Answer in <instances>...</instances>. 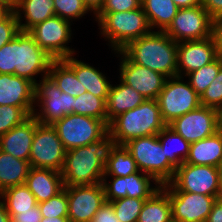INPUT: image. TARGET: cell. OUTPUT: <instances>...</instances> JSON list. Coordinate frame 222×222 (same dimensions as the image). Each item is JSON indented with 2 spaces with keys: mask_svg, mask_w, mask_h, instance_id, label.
I'll return each mask as SVG.
<instances>
[{
  "mask_svg": "<svg viewBox=\"0 0 222 222\" xmlns=\"http://www.w3.org/2000/svg\"><path fill=\"white\" fill-rule=\"evenodd\" d=\"M116 145V141L107 133L97 142L66 151L61 171L64 186L101 183L105 165Z\"/></svg>",
  "mask_w": 222,
  "mask_h": 222,
  "instance_id": "cell-1",
  "label": "cell"
},
{
  "mask_svg": "<svg viewBox=\"0 0 222 222\" xmlns=\"http://www.w3.org/2000/svg\"><path fill=\"white\" fill-rule=\"evenodd\" d=\"M177 44L165 32L152 31L130 41L121 51L133 63L169 78L177 76Z\"/></svg>",
  "mask_w": 222,
  "mask_h": 222,
  "instance_id": "cell-2",
  "label": "cell"
},
{
  "mask_svg": "<svg viewBox=\"0 0 222 222\" xmlns=\"http://www.w3.org/2000/svg\"><path fill=\"white\" fill-rule=\"evenodd\" d=\"M94 20L100 36L113 52L120 51L130 41L152 32L143 8L121 12H97Z\"/></svg>",
  "mask_w": 222,
  "mask_h": 222,
  "instance_id": "cell-3",
  "label": "cell"
},
{
  "mask_svg": "<svg viewBox=\"0 0 222 222\" xmlns=\"http://www.w3.org/2000/svg\"><path fill=\"white\" fill-rule=\"evenodd\" d=\"M165 126L157 99H146L136 108L115 117L109 123L108 133L117 145H124L135 138L157 135Z\"/></svg>",
  "mask_w": 222,
  "mask_h": 222,
  "instance_id": "cell-4",
  "label": "cell"
},
{
  "mask_svg": "<svg viewBox=\"0 0 222 222\" xmlns=\"http://www.w3.org/2000/svg\"><path fill=\"white\" fill-rule=\"evenodd\" d=\"M136 161L139 171L151 175L158 183H169L176 167L168 160L158 135L135 138L124 144Z\"/></svg>",
  "mask_w": 222,
  "mask_h": 222,
  "instance_id": "cell-5",
  "label": "cell"
},
{
  "mask_svg": "<svg viewBox=\"0 0 222 222\" xmlns=\"http://www.w3.org/2000/svg\"><path fill=\"white\" fill-rule=\"evenodd\" d=\"M222 182V168L182 163L173 179L161 188L164 191H184L214 196L217 199Z\"/></svg>",
  "mask_w": 222,
  "mask_h": 222,
  "instance_id": "cell-6",
  "label": "cell"
},
{
  "mask_svg": "<svg viewBox=\"0 0 222 222\" xmlns=\"http://www.w3.org/2000/svg\"><path fill=\"white\" fill-rule=\"evenodd\" d=\"M12 57L15 75L27 78L34 84L45 77L54 60L35 42L28 31H20L12 39ZM40 75V76H39Z\"/></svg>",
  "mask_w": 222,
  "mask_h": 222,
  "instance_id": "cell-7",
  "label": "cell"
},
{
  "mask_svg": "<svg viewBox=\"0 0 222 222\" xmlns=\"http://www.w3.org/2000/svg\"><path fill=\"white\" fill-rule=\"evenodd\" d=\"M40 79L35 84L33 116L39 124L52 125L73 113L74 97L62 92L49 75Z\"/></svg>",
  "mask_w": 222,
  "mask_h": 222,
  "instance_id": "cell-8",
  "label": "cell"
},
{
  "mask_svg": "<svg viewBox=\"0 0 222 222\" xmlns=\"http://www.w3.org/2000/svg\"><path fill=\"white\" fill-rule=\"evenodd\" d=\"M157 102L161 118L166 125L201 106L200 96L190 86L187 78L181 76L166 79Z\"/></svg>",
  "mask_w": 222,
  "mask_h": 222,
  "instance_id": "cell-9",
  "label": "cell"
},
{
  "mask_svg": "<svg viewBox=\"0 0 222 222\" xmlns=\"http://www.w3.org/2000/svg\"><path fill=\"white\" fill-rule=\"evenodd\" d=\"M52 127L66 151L97 142L108 133L102 120L73 113L55 121Z\"/></svg>",
  "mask_w": 222,
  "mask_h": 222,
  "instance_id": "cell-10",
  "label": "cell"
},
{
  "mask_svg": "<svg viewBox=\"0 0 222 222\" xmlns=\"http://www.w3.org/2000/svg\"><path fill=\"white\" fill-rule=\"evenodd\" d=\"M72 23L59 16H53L36 24L28 32L35 42L54 60H61L78 54L75 48L68 46L73 38Z\"/></svg>",
  "mask_w": 222,
  "mask_h": 222,
  "instance_id": "cell-11",
  "label": "cell"
},
{
  "mask_svg": "<svg viewBox=\"0 0 222 222\" xmlns=\"http://www.w3.org/2000/svg\"><path fill=\"white\" fill-rule=\"evenodd\" d=\"M66 150L52 125L38 124L32 141L29 163L31 167L61 172Z\"/></svg>",
  "mask_w": 222,
  "mask_h": 222,
  "instance_id": "cell-12",
  "label": "cell"
},
{
  "mask_svg": "<svg viewBox=\"0 0 222 222\" xmlns=\"http://www.w3.org/2000/svg\"><path fill=\"white\" fill-rule=\"evenodd\" d=\"M212 24L213 18L202 5L180 8L164 32L176 43L202 40L212 36Z\"/></svg>",
  "mask_w": 222,
  "mask_h": 222,
  "instance_id": "cell-13",
  "label": "cell"
},
{
  "mask_svg": "<svg viewBox=\"0 0 222 222\" xmlns=\"http://www.w3.org/2000/svg\"><path fill=\"white\" fill-rule=\"evenodd\" d=\"M119 58V78L145 99H157L167 79L163 74L133 63L121 50L112 52Z\"/></svg>",
  "mask_w": 222,
  "mask_h": 222,
  "instance_id": "cell-14",
  "label": "cell"
},
{
  "mask_svg": "<svg viewBox=\"0 0 222 222\" xmlns=\"http://www.w3.org/2000/svg\"><path fill=\"white\" fill-rule=\"evenodd\" d=\"M167 126L192 144L219 131V113L217 109L200 106L174 119Z\"/></svg>",
  "mask_w": 222,
  "mask_h": 222,
  "instance_id": "cell-15",
  "label": "cell"
},
{
  "mask_svg": "<svg viewBox=\"0 0 222 222\" xmlns=\"http://www.w3.org/2000/svg\"><path fill=\"white\" fill-rule=\"evenodd\" d=\"M102 184L107 202L125 197L147 200L161 188V184L151 175L141 171L126 177L103 176Z\"/></svg>",
  "mask_w": 222,
  "mask_h": 222,
  "instance_id": "cell-16",
  "label": "cell"
},
{
  "mask_svg": "<svg viewBox=\"0 0 222 222\" xmlns=\"http://www.w3.org/2000/svg\"><path fill=\"white\" fill-rule=\"evenodd\" d=\"M68 199L70 222H91L95 213L105 203L102 182L92 185L64 186Z\"/></svg>",
  "mask_w": 222,
  "mask_h": 222,
  "instance_id": "cell-17",
  "label": "cell"
},
{
  "mask_svg": "<svg viewBox=\"0 0 222 222\" xmlns=\"http://www.w3.org/2000/svg\"><path fill=\"white\" fill-rule=\"evenodd\" d=\"M169 195L172 218L178 222H206L214 196L184 191H165Z\"/></svg>",
  "mask_w": 222,
  "mask_h": 222,
  "instance_id": "cell-18",
  "label": "cell"
},
{
  "mask_svg": "<svg viewBox=\"0 0 222 222\" xmlns=\"http://www.w3.org/2000/svg\"><path fill=\"white\" fill-rule=\"evenodd\" d=\"M212 36L177 44V76L185 77L192 71L211 63L217 58Z\"/></svg>",
  "mask_w": 222,
  "mask_h": 222,
  "instance_id": "cell-19",
  "label": "cell"
},
{
  "mask_svg": "<svg viewBox=\"0 0 222 222\" xmlns=\"http://www.w3.org/2000/svg\"><path fill=\"white\" fill-rule=\"evenodd\" d=\"M35 84L14 74H0V105L22 108L29 116L34 113Z\"/></svg>",
  "mask_w": 222,
  "mask_h": 222,
  "instance_id": "cell-20",
  "label": "cell"
},
{
  "mask_svg": "<svg viewBox=\"0 0 222 222\" xmlns=\"http://www.w3.org/2000/svg\"><path fill=\"white\" fill-rule=\"evenodd\" d=\"M38 124L39 122L33 115L29 116L0 137V150L29 162L35 127Z\"/></svg>",
  "mask_w": 222,
  "mask_h": 222,
  "instance_id": "cell-21",
  "label": "cell"
},
{
  "mask_svg": "<svg viewBox=\"0 0 222 222\" xmlns=\"http://www.w3.org/2000/svg\"><path fill=\"white\" fill-rule=\"evenodd\" d=\"M75 55H71L62 59L74 72L77 79L81 82L82 87H85L87 92L92 93L96 97L107 98L109 88L113 81H110L109 76L99 68L86 63V61L78 60Z\"/></svg>",
  "mask_w": 222,
  "mask_h": 222,
  "instance_id": "cell-22",
  "label": "cell"
},
{
  "mask_svg": "<svg viewBox=\"0 0 222 222\" xmlns=\"http://www.w3.org/2000/svg\"><path fill=\"white\" fill-rule=\"evenodd\" d=\"M25 185L37 203L47 201L64 189L61 172L48 168L31 167Z\"/></svg>",
  "mask_w": 222,
  "mask_h": 222,
  "instance_id": "cell-23",
  "label": "cell"
},
{
  "mask_svg": "<svg viewBox=\"0 0 222 222\" xmlns=\"http://www.w3.org/2000/svg\"><path fill=\"white\" fill-rule=\"evenodd\" d=\"M12 9L21 31H29L36 24L55 16L53 0H13Z\"/></svg>",
  "mask_w": 222,
  "mask_h": 222,
  "instance_id": "cell-24",
  "label": "cell"
},
{
  "mask_svg": "<svg viewBox=\"0 0 222 222\" xmlns=\"http://www.w3.org/2000/svg\"><path fill=\"white\" fill-rule=\"evenodd\" d=\"M115 83H111L106 100L107 126L115 117L136 108L146 100L144 96L120 79Z\"/></svg>",
  "mask_w": 222,
  "mask_h": 222,
  "instance_id": "cell-25",
  "label": "cell"
},
{
  "mask_svg": "<svg viewBox=\"0 0 222 222\" xmlns=\"http://www.w3.org/2000/svg\"><path fill=\"white\" fill-rule=\"evenodd\" d=\"M185 163L222 168V132L190 144Z\"/></svg>",
  "mask_w": 222,
  "mask_h": 222,
  "instance_id": "cell-26",
  "label": "cell"
},
{
  "mask_svg": "<svg viewBox=\"0 0 222 222\" xmlns=\"http://www.w3.org/2000/svg\"><path fill=\"white\" fill-rule=\"evenodd\" d=\"M30 168L28 161L0 150V193L9 187L25 184Z\"/></svg>",
  "mask_w": 222,
  "mask_h": 222,
  "instance_id": "cell-27",
  "label": "cell"
},
{
  "mask_svg": "<svg viewBox=\"0 0 222 222\" xmlns=\"http://www.w3.org/2000/svg\"><path fill=\"white\" fill-rule=\"evenodd\" d=\"M152 31L164 32L176 16L178 7L173 0H141Z\"/></svg>",
  "mask_w": 222,
  "mask_h": 222,
  "instance_id": "cell-28",
  "label": "cell"
},
{
  "mask_svg": "<svg viewBox=\"0 0 222 222\" xmlns=\"http://www.w3.org/2000/svg\"><path fill=\"white\" fill-rule=\"evenodd\" d=\"M171 219L169 195L160 188L149 199L145 200L137 222H168Z\"/></svg>",
  "mask_w": 222,
  "mask_h": 222,
  "instance_id": "cell-29",
  "label": "cell"
},
{
  "mask_svg": "<svg viewBox=\"0 0 222 222\" xmlns=\"http://www.w3.org/2000/svg\"><path fill=\"white\" fill-rule=\"evenodd\" d=\"M168 160L178 168L189 155L190 143L167 125L157 134Z\"/></svg>",
  "mask_w": 222,
  "mask_h": 222,
  "instance_id": "cell-30",
  "label": "cell"
},
{
  "mask_svg": "<svg viewBox=\"0 0 222 222\" xmlns=\"http://www.w3.org/2000/svg\"><path fill=\"white\" fill-rule=\"evenodd\" d=\"M0 200L12 218L18 211H32L38 205L35 196L25 184L9 187L0 193Z\"/></svg>",
  "mask_w": 222,
  "mask_h": 222,
  "instance_id": "cell-31",
  "label": "cell"
},
{
  "mask_svg": "<svg viewBox=\"0 0 222 222\" xmlns=\"http://www.w3.org/2000/svg\"><path fill=\"white\" fill-rule=\"evenodd\" d=\"M48 75L55 81L62 92L77 97L87 92L77 79L75 72L61 59L53 60L49 67Z\"/></svg>",
  "mask_w": 222,
  "mask_h": 222,
  "instance_id": "cell-32",
  "label": "cell"
},
{
  "mask_svg": "<svg viewBox=\"0 0 222 222\" xmlns=\"http://www.w3.org/2000/svg\"><path fill=\"white\" fill-rule=\"evenodd\" d=\"M136 161L124 145H116L104 168V176L126 177L138 172Z\"/></svg>",
  "mask_w": 222,
  "mask_h": 222,
  "instance_id": "cell-33",
  "label": "cell"
},
{
  "mask_svg": "<svg viewBox=\"0 0 222 222\" xmlns=\"http://www.w3.org/2000/svg\"><path fill=\"white\" fill-rule=\"evenodd\" d=\"M106 100L107 98L96 97L92 93L85 92L74 97L73 114L93 117L107 125Z\"/></svg>",
  "mask_w": 222,
  "mask_h": 222,
  "instance_id": "cell-34",
  "label": "cell"
},
{
  "mask_svg": "<svg viewBox=\"0 0 222 222\" xmlns=\"http://www.w3.org/2000/svg\"><path fill=\"white\" fill-rule=\"evenodd\" d=\"M222 67V58L217 57L211 63L190 72L185 76L190 83V86L201 97L206 88L212 83L215 77L218 75L220 68Z\"/></svg>",
  "mask_w": 222,
  "mask_h": 222,
  "instance_id": "cell-35",
  "label": "cell"
},
{
  "mask_svg": "<svg viewBox=\"0 0 222 222\" xmlns=\"http://www.w3.org/2000/svg\"><path fill=\"white\" fill-rule=\"evenodd\" d=\"M55 16L70 21H78L85 18L88 13L94 18V14L87 8L83 0H53Z\"/></svg>",
  "mask_w": 222,
  "mask_h": 222,
  "instance_id": "cell-36",
  "label": "cell"
},
{
  "mask_svg": "<svg viewBox=\"0 0 222 222\" xmlns=\"http://www.w3.org/2000/svg\"><path fill=\"white\" fill-rule=\"evenodd\" d=\"M110 203L113 205L115 214L121 222H137L145 200L125 197L111 201Z\"/></svg>",
  "mask_w": 222,
  "mask_h": 222,
  "instance_id": "cell-37",
  "label": "cell"
},
{
  "mask_svg": "<svg viewBox=\"0 0 222 222\" xmlns=\"http://www.w3.org/2000/svg\"><path fill=\"white\" fill-rule=\"evenodd\" d=\"M28 117L29 115L20 107L0 105V137Z\"/></svg>",
  "mask_w": 222,
  "mask_h": 222,
  "instance_id": "cell-38",
  "label": "cell"
},
{
  "mask_svg": "<svg viewBox=\"0 0 222 222\" xmlns=\"http://www.w3.org/2000/svg\"><path fill=\"white\" fill-rule=\"evenodd\" d=\"M38 205L42 213V217L68 216V199L65 189L47 201L38 203Z\"/></svg>",
  "mask_w": 222,
  "mask_h": 222,
  "instance_id": "cell-39",
  "label": "cell"
},
{
  "mask_svg": "<svg viewBox=\"0 0 222 222\" xmlns=\"http://www.w3.org/2000/svg\"><path fill=\"white\" fill-rule=\"evenodd\" d=\"M201 106L217 109L222 108V67L212 83L200 97Z\"/></svg>",
  "mask_w": 222,
  "mask_h": 222,
  "instance_id": "cell-40",
  "label": "cell"
},
{
  "mask_svg": "<svg viewBox=\"0 0 222 222\" xmlns=\"http://www.w3.org/2000/svg\"><path fill=\"white\" fill-rule=\"evenodd\" d=\"M19 22L13 9L0 21V48L20 32Z\"/></svg>",
  "mask_w": 222,
  "mask_h": 222,
  "instance_id": "cell-41",
  "label": "cell"
},
{
  "mask_svg": "<svg viewBox=\"0 0 222 222\" xmlns=\"http://www.w3.org/2000/svg\"><path fill=\"white\" fill-rule=\"evenodd\" d=\"M141 8V0H104L98 12H121Z\"/></svg>",
  "mask_w": 222,
  "mask_h": 222,
  "instance_id": "cell-42",
  "label": "cell"
},
{
  "mask_svg": "<svg viewBox=\"0 0 222 222\" xmlns=\"http://www.w3.org/2000/svg\"><path fill=\"white\" fill-rule=\"evenodd\" d=\"M14 74L12 40L0 48V74Z\"/></svg>",
  "mask_w": 222,
  "mask_h": 222,
  "instance_id": "cell-43",
  "label": "cell"
},
{
  "mask_svg": "<svg viewBox=\"0 0 222 222\" xmlns=\"http://www.w3.org/2000/svg\"><path fill=\"white\" fill-rule=\"evenodd\" d=\"M91 222H121L116 216L113 205L105 201L101 208L95 213Z\"/></svg>",
  "mask_w": 222,
  "mask_h": 222,
  "instance_id": "cell-44",
  "label": "cell"
},
{
  "mask_svg": "<svg viewBox=\"0 0 222 222\" xmlns=\"http://www.w3.org/2000/svg\"><path fill=\"white\" fill-rule=\"evenodd\" d=\"M42 213L40 211L39 205L32 208V211H18L11 218V222H41Z\"/></svg>",
  "mask_w": 222,
  "mask_h": 222,
  "instance_id": "cell-45",
  "label": "cell"
},
{
  "mask_svg": "<svg viewBox=\"0 0 222 222\" xmlns=\"http://www.w3.org/2000/svg\"><path fill=\"white\" fill-rule=\"evenodd\" d=\"M212 38L217 50V56L222 58V16L213 19Z\"/></svg>",
  "mask_w": 222,
  "mask_h": 222,
  "instance_id": "cell-46",
  "label": "cell"
},
{
  "mask_svg": "<svg viewBox=\"0 0 222 222\" xmlns=\"http://www.w3.org/2000/svg\"><path fill=\"white\" fill-rule=\"evenodd\" d=\"M201 5L213 19L222 16V0H202Z\"/></svg>",
  "mask_w": 222,
  "mask_h": 222,
  "instance_id": "cell-47",
  "label": "cell"
},
{
  "mask_svg": "<svg viewBox=\"0 0 222 222\" xmlns=\"http://www.w3.org/2000/svg\"><path fill=\"white\" fill-rule=\"evenodd\" d=\"M206 222H222V203L218 200L213 203Z\"/></svg>",
  "mask_w": 222,
  "mask_h": 222,
  "instance_id": "cell-48",
  "label": "cell"
},
{
  "mask_svg": "<svg viewBox=\"0 0 222 222\" xmlns=\"http://www.w3.org/2000/svg\"><path fill=\"white\" fill-rule=\"evenodd\" d=\"M173 1L179 9L199 6L202 3V0H173Z\"/></svg>",
  "mask_w": 222,
  "mask_h": 222,
  "instance_id": "cell-49",
  "label": "cell"
},
{
  "mask_svg": "<svg viewBox=\"0 0 222 222\" xmlns=\"http://www.w3.org/2000/svg\"><path fill=\"white\" fill-rule=\"evenodd\" d=\"M87 8L95 15L103 5L104 0H83Z\"/></svg>",
  "mask_w": 222,
  "mask_h": 222,
  "instance_id": "cell-50",
  "label": "cell"
},
{
  "mask_svg": "<svg viewBox=\"0 0 222 222\" xmlns=\"http://www.w3.org/2000/svg\"><path fill=\"white\" fill-rule=\"evenodd\" d=\"M0 222H11V217L6 210L5 204L0 200Z\"/></svg>",
  "mask_w": 222,
  "mask_h": 222,
  "instance_id": "cell-51",
  "label": "cell"
},
{
  "mask_svg": "<svg viewBox=\"0 0 222 222\" xmlns=\"http://www.w3.org/2000/svg\"><path fill=\"white\" fill-rule=\"evenodd\" d=\"M13 3H0V21L12 10Z\"/></svg>",
  "mask_w": 222,
  "mask_h": 222,
  "instance_id": "cell-52",
  "label": "cell"
},
{
  "mask_svg": "<svg viewBox=\"0 0 222 222\" xmlns=\"http://www.w3.org/2000/svg\"><path fill=\"white\" fill-rule=\"evenodd\" d=\"M41 222H70L67 216L63 217H42Z\"/></svg>",
  "mask_w": 222,
  "mask_h": 222,
  "instance_id": "cell-53",
  "label": "cell"
},
{
  "mask_svg": "<svg viewBox=\"0 0 222 222\" xmlns=\"http://www.w3.org/2000/svg\"><path fill=\"white\" fill-rule=\"evenodd\" d=\"M219 113V131L222 132V108L218 111Z\"/></svg>",
  "mask_w": 222,
  "mask_h": 222,
  "instance_id": "cell-54",
  "label": "cell"
},
{
  "mask_svg": "<svg viewBox=\"0 0 222 222\" xmlns=\"http://www.w3.org/2000/svg\"><path fill=\"white\" fill-rule=\"evenodd\" d=\"M216 200H218L220 203H222V182H221V186L219 188V193H218Z\"/></svg>",
  "mask_w": 222,
  "mask_h": 222,
  "instance_id": "cell-55",
  "label": "cell"
},
{
  "mask_svg": "<svg viewBox=\"0 0 222 222\" xmlns=\"http://www.w3.org/2000/svg\"><path fill=\"white\" fill-rule=\"evenodd\" d=\"M0 3H13V0H0Z\"/></svg>",
  "mask_w": 222,
  "mask_h": 222,
  "instance_id": "cell-56",
  "label": "cell"
},
{
  "mask_svg": "<svg viewBox=\"0 0 222 222\" xmlns=\"http://www.w3.org/2000/svg\"><path fill=\"white\" fill-rule=\"evenodd\" d=\"M168 222H178L176 220H174L173 218L171 220H169Z\"/></svg>",
  "mask_w": 222,
  "mask_h": 222,
  "instance_id": "cell-57",
  "label": "cell"
}]
</instances>
